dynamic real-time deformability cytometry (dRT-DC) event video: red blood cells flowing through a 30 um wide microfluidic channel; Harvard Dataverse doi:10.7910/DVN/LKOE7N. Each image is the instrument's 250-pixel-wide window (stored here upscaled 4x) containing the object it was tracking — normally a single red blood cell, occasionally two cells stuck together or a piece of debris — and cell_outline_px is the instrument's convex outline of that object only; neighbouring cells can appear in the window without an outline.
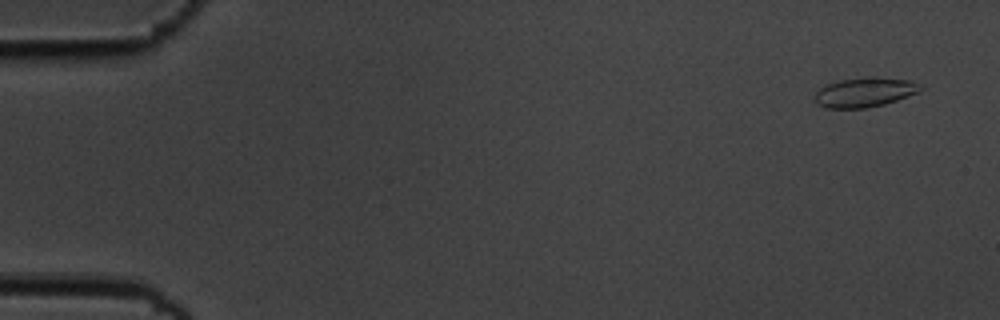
{"species": "common noctule bat (a hibernating species)", "species_latin": "Nyctalus noctula", "temperature_condition": "cold", "stored_images_in_passage": 5, "camera_frame_rate_fps": 3000, "um_per_image_px": 0.085, "animal": {"sex": "male", "body_mass_g": 19.5, "forearm_length_mm": 54.6}, "frame": {"image": 1, "passage_image": 1, "time_ms": 0.0, "image_size_px": [1000, 320], "cell_outline_px": [[924, 88], [916, 92], [896, 100], [884, 104], [864, 108], [824, 108], [816, 104], [812, 96], [820, 88], [828, 84], [840, 80], [868, 76], [876, 76], [912, 80], [920, 84]], "centroid_in_image_um": [73.47, 7.83], "position_along_channel_um": 11.5, "area_um2": 18.38}}